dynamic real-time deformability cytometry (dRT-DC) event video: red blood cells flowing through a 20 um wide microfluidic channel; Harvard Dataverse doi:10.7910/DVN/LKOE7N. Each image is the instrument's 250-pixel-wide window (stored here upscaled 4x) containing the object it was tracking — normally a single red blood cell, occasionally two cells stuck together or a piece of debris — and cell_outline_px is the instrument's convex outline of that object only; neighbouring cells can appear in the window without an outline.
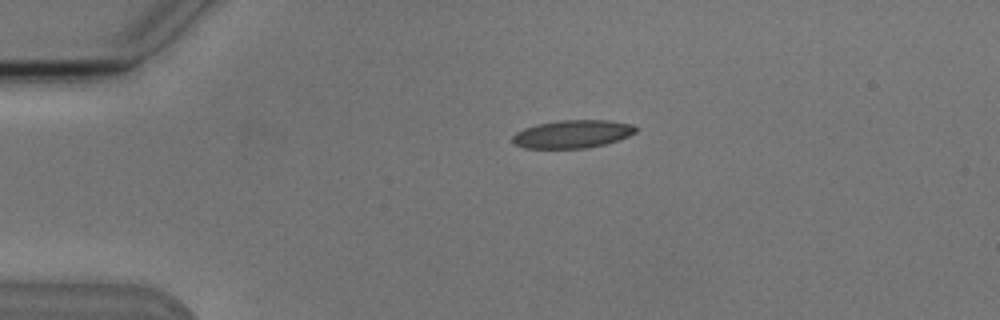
{"species": "Egyptian fruit bat (a non-hibernating species)", "species_latin": "Rousettus aegyptiacus", "temperature_condition": "cold", "stored_images_in_passage": 2, "camera_frame_rate_fps": 3000, "um_per_image_px": 0.085, "animal": {"sex": "male"}, "frame": {"image": 1, "passage_image": 1, "time_ms": 0.0, "image_size_px": [1000, 320], "cell_outline_px": [[640, 128], [636, 132], [628, 136], [604, 144], [588, 148], [524, 148], [512, 144], [512, 136], [516, 132], [524, 128], [536, 124], [560, 120], [608, 120], [632, 124]], "centroid_in_image_um": [48.64, 11.39], "position_along_channel_um": 36.4, "area_um2": 20.23}}